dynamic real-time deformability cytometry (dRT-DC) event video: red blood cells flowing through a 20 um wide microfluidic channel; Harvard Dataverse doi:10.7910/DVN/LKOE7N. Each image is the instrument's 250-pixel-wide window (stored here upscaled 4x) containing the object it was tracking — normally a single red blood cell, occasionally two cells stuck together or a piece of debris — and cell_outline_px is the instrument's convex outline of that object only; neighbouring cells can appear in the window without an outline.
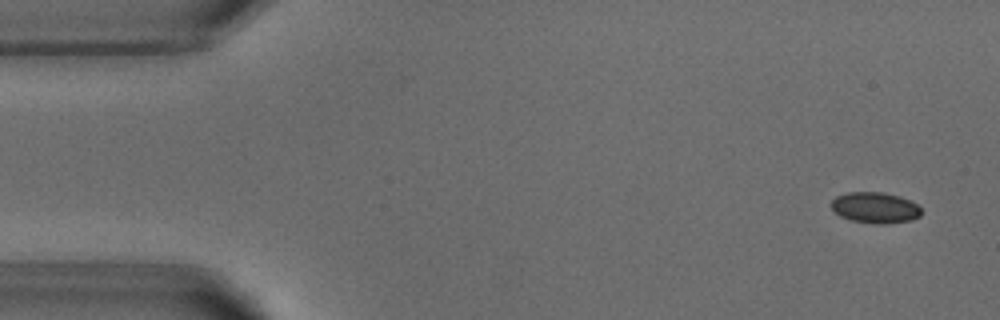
{"species": "common noctule bat (a hibernating species)", "species_latin": "Nyctalus noctula", "temperature_condition": "warm", "stored_images_in_passage": 50, "camera_frame_rate_fps": 3000, "um_per_image_px": 0.085, "animal": {"sex": "male", "body_mass_g": 18.8}, "frame": {"image": 1, "passage_image": 1, "time_ms": 0.0, "image_size_px": [1000, 320], "cell_outline_px": [[920, 216], [912, 220], [888, 224], [872, 224], [852, 220], [840, 216], [832, 208], [832, 200], [836, 196], [848, 192], [884, 192], [900, 196], [916, 204], [920, 208]], "centroid_in_image_um": [74.39, 17.66], "position_along_channel_um": 10.6, "area_um2": 16.24}}
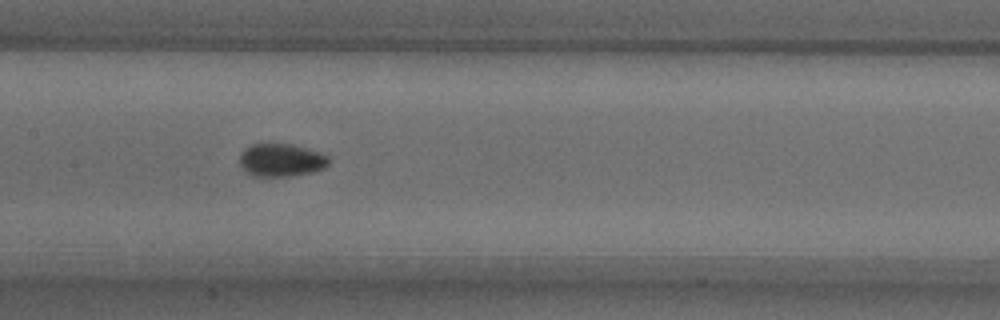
{"frame": {"image": 2, "passage_image": 23, "time_ms": 7.333, "image_size_px": [1000, 320], "cell_outline_px": [[328, 164], [324, 168], [312, 172], [292, 176], [252, 176], [240, 164], [240, 152], [244, 148], [252, 144], [292, 144], [320, 152], [328, 156]], "centroid_in_image_um": [23.9, 13.6], "position_along_channel_um": 183.5, "area_um2": 17.05}}
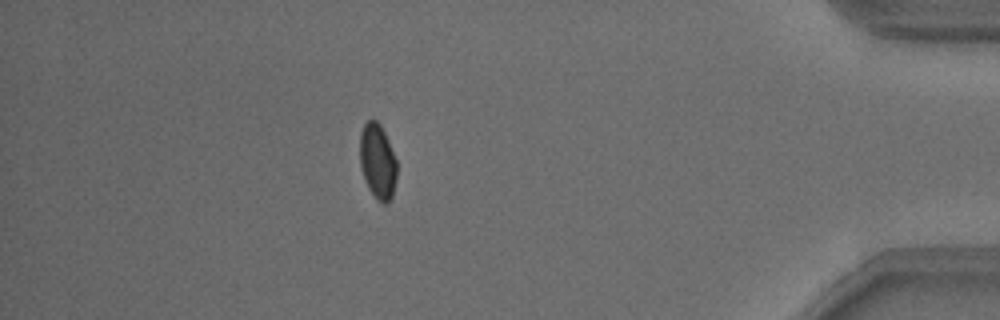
{"frame": {"image": 3, "passage_image": 44, "time_ms": 14.333, "image_size_px": [1000, 320], "cell_outline_px": [[396, 180], [392, 196], [388, 204], [384, 204], [376, 200], [368, 188], [364, 180], [360, 164], [360, 132], [364, 124], [368, 120], [376, 120], [380, 124], [388, 140], [396, 160]], "centroid_in_image_um": [32.09, 13.75], "position_along_channel_um": 403.1, "area_um2": 16.3}, "authors_computed_cell_mechanics": {"area_um2": 16.5597, "velocity_mm_per_s": 3.8341, "shape_relaxation_time_tau1_ms": 5.186, "shape_relaxation_time_tau2_ms": null, "deformation_change_tau1": 0.103, "deformation_change_tau2": null}}